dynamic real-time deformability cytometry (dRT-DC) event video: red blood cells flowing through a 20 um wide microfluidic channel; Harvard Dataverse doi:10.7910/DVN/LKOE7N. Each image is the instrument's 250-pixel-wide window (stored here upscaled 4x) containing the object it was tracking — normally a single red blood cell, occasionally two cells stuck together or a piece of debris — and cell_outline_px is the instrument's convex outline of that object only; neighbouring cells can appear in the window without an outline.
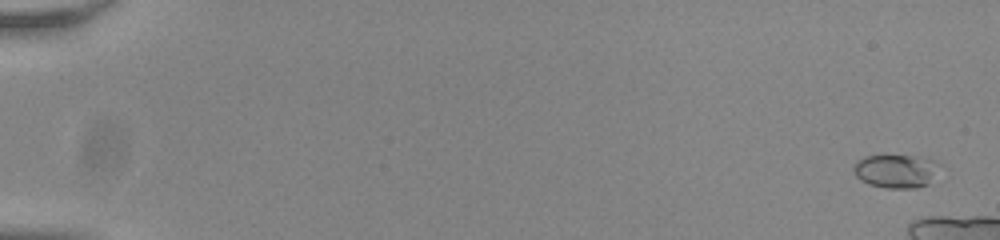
{"species": "common noctule bat (a hibernating species)", "species_latin": "Nyctalus noctula", "temperature_condition": "room temperature", "stored_images_in_passage": 16, "camera_frame_rate_fps": 3000, "um_per_image_px": 0.085, "animal": {"sex": "male", "body_mass_g": 20.0, "forearm_length_mm": 53.3}, "frame": {"image": 1, "passage_image": 3, "time_ms": 0.667, "image_size_px": [1000, 240], "cell_outline_px": [[940, 164], [928, 184], [916, 188], [888, 188], [868, 184], [860, 180], [856, 176], [852, 168], [856, 160], [864, 156], [912, 156], [932, 160]], "centroid_in_image_um": [76.09, 14.55], "position_along_channel_um": 8.9, "area_um2": 16.59}}